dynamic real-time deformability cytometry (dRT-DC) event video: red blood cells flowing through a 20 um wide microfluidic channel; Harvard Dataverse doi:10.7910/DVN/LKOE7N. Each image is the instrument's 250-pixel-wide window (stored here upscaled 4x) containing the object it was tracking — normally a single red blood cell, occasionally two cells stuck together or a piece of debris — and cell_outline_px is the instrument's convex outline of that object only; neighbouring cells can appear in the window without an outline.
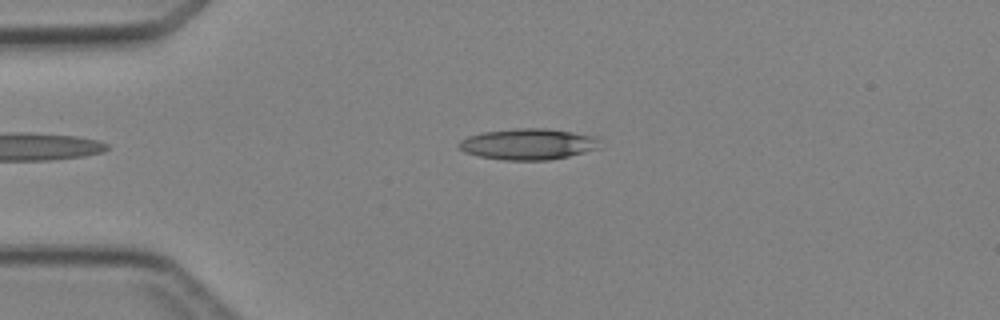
{"species": "Egyptian fruit bat (a non-hibernating species)", "species_latin": "Rousettus aegyptiacus", "temperature_condition": "cold", "stored_images_in_passage": 3, "camera_frame_rate_fps": 3000, "um_per_image_px": 0.085, "animal": {"sex": "female"}, "frame": {"image": 1, "passage_image": 3, "time_ms": 2.333, "image_size_px": [1000, 320], "cell_outline_px": [[600, 148], [568, 156], [548, 160], [504, 160], [480, 156], [464, 152], [456, 144], [460, 140], [468, 136], [480, 132], [516, 128], [548, 128], [600, 136]], "centroid_in_image_um": [44.92, 12.23], "position_along_channel_um": 40.1, "area_um2": 25.89}}